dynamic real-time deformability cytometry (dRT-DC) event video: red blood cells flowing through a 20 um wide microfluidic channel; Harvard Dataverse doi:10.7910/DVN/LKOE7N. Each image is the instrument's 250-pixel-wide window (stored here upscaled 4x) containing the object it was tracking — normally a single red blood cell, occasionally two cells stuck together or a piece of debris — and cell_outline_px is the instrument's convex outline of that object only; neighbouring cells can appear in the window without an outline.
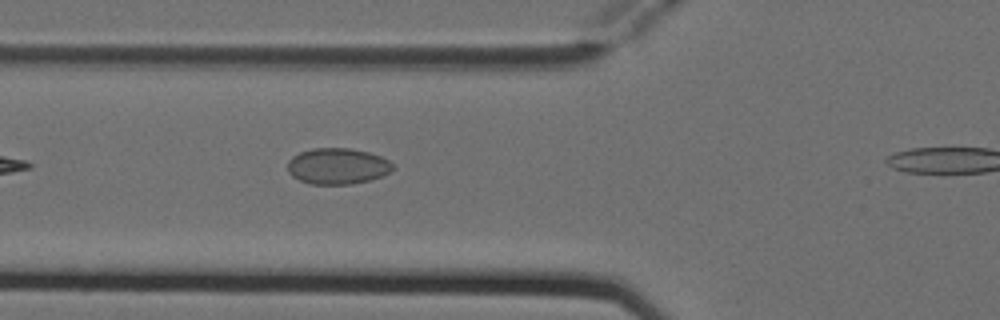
{"species": "Egyptian fruit bat (a non-hibernating species)", "species_latin": "Rousettus aegyptiacus", "temperature_condition": "cold", "stored_images_in_passage": 4, "segment_of_instrument_passage": [1, 2], "camera_frame_rate_fps": 3000, "um_per_image_px": 0.085, "animal": {"sex": "female"}, "frame": {"image": 1, "passage_image": 3, "time_ms": 0.667, "image_size_px": [1000, 320], "cell_outline_px": [[396, 168], [392, 172], [384, 176], [352, 184], [308, 184], [292, 176], [288, 172], [288, 160], [292, 156], [300, 152], [312, 148], [348, 148], [368, 152], [380, 156], [388, 160]], "centroid_in_image_um": [28.7, 14.13], "position_along_channel_um": 97.1, "area_um2": 22.31}}